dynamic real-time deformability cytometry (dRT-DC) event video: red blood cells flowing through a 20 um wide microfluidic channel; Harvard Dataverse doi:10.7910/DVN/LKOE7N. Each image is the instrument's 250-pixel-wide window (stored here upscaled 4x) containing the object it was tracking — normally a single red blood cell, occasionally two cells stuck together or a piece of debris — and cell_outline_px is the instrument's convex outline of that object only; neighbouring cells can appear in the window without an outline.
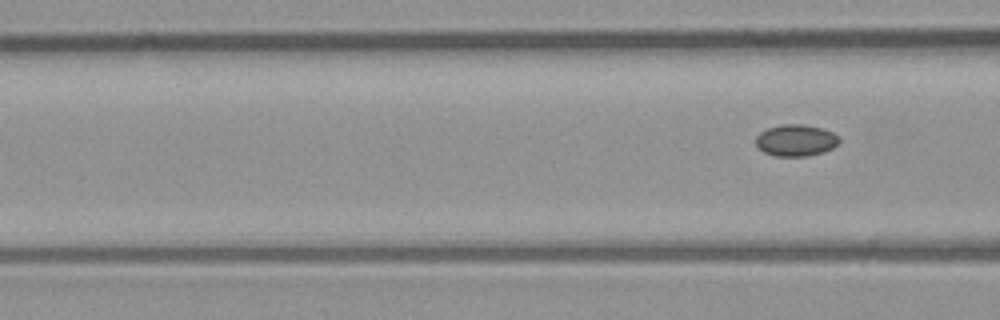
{"species": "common noctule bat (a hibernating species)", "species_latin": "Nyctalus noctula", "temperature_condition": "room temperature", "stored_images_in_passage": 7, "camera_frame_rate_fps": 3000, "um_per_image_px": 0.085, "animal": {"sex": "male", "body_mass_g": 23.1, "forearm_length_mm": 52.7}, "frame": {"image": 1, "passage_image": 7, "time_ms": 2.0, "image_size_px": [1000, 320], "cell_outline_px": [[840, 140], [832, 148], [824, 152], [808, 156], [776, 156], [764, 152], [756, 144], [756, 136], [760, 132], [768, 128], [780, 124], [804, 124], [820, 128], [832, 132], [840, 136]], "centroid_in_image_um": [67.65, 11.92], "position_along_channel_um": 98.9, "area_um2": 15.37}}